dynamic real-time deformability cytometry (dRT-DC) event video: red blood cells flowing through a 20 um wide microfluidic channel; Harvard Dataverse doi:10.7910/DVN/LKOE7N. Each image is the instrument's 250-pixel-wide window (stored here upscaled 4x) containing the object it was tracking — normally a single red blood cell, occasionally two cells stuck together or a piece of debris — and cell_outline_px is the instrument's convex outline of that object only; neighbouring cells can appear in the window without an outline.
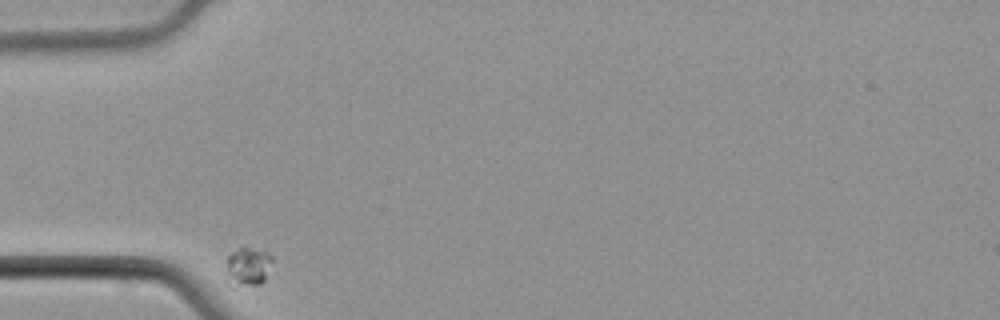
{"species": "common noctule bat (a hibernating species)", "species_latin": "Nyctalus noctula", "temperature_condition": "cold", "stored_images_in_passage": 34, "camera_frame_rate_fps": 3000, "um_per_image_px": 0.085, "animal": {"sex": "male", "body_mass_g": 21.5, "forearm_length_mm": 52.0}, "frame": {"image": 1, "passage_image": 1, "time_ms": 0.0, "image_size_px": [1000, 320], "cell_outline_px": [[272, 260], [264, 280], [260, 284], [236, 288], [232, 288], [224, 280], [228, 256], [232, 252], [240, 248], [248, 248], [268, 252], [272, 256]], "centroid_in_image_um": [21.0, 22.74], "position_along_channel_um": 64.0, "area_um2": 10.75}}
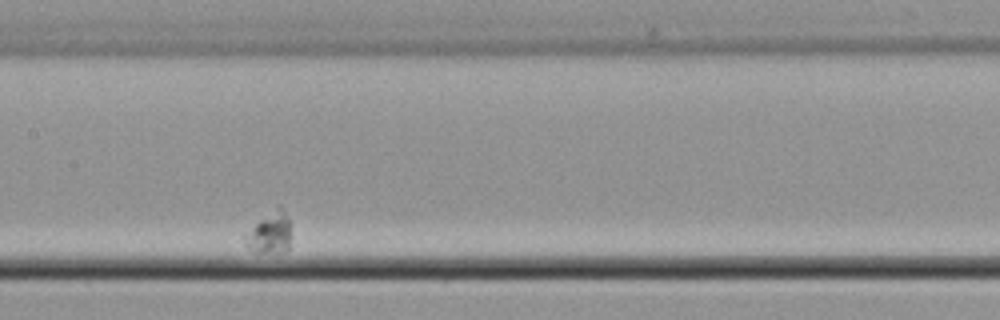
{"frame": {"image": 2, "passage_image": 15, "time_ms": 4.667, "image_size_px": [1000, 320], "cell_outline_px": [[288, 248], [284, 252], [252, 252], [244, 244], [244, 236], [276, 204], [280, 204], [288, 220]], "centroid_in_image_um": [22.9, 19.79], "position_along_channel_um": 184.5, "area_um2": 10.81}}
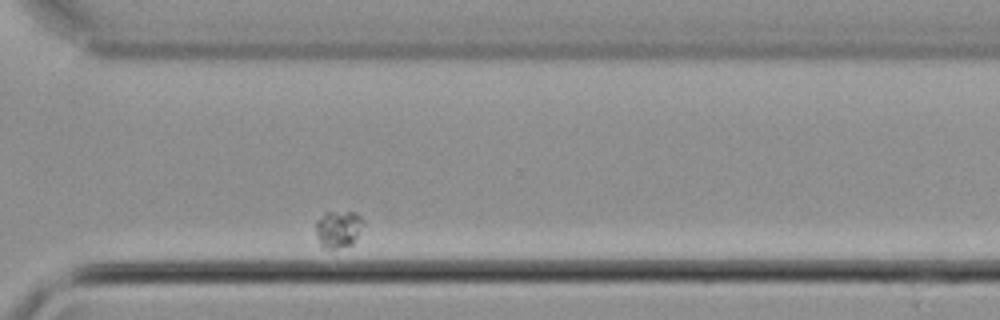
{"frame": {"image": 3, "passage_image": 31, "time_ms": 10.0, "image_size_px": [1000, 320], "cell_outline_px": [[364, 220], [352, 244], [336, 248], [320, 248], [316, 236], [316, 220], [324, 212], [356, 212]], "centroid_in_image_um": [28.7, 19.46], "position_along_channel_um": 341.9, "area_um2": 10.23}}